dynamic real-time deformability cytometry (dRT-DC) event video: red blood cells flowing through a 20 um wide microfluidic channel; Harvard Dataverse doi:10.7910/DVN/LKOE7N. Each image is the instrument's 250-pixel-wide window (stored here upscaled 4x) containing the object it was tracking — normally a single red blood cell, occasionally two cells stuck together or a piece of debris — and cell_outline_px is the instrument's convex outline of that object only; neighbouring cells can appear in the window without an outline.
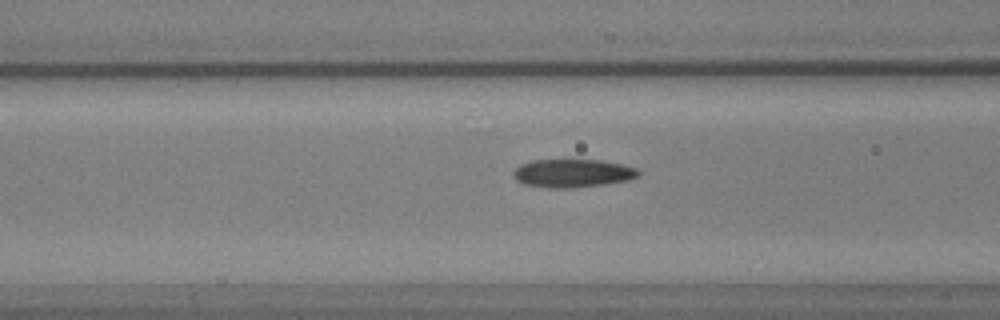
{"species": "common noctule bat (a hibernating species)", "species_latin": "Nyctalus noctula", "temperature_condition": "warm", "stored_images_in_passage": 59, "camera_frame_rate_fps": 3000, "um_per_image_px": 0.085, "animal": {"sex": "male", "body_mass_g": 17.9, "forearm_length_mm": 54.2}, "frame": {"image": 1, "passage_image": 24, "time_ms": 7.667, "image_size_px": [1000, 320], "cell_outline_px": [[640, 176], [628, 180], [600, 184], [564, 188], [548, 188], [524, 184], [516, 180], [512, 176], [512, 172], [520, 164], [532, 160], [600, 160], [624, 164], [636, 168], [640, 172]], "centroid_in_image_um": [48.65, 14.71], "position_along_channel_um": 118.0, "area_um2": 20.52}}
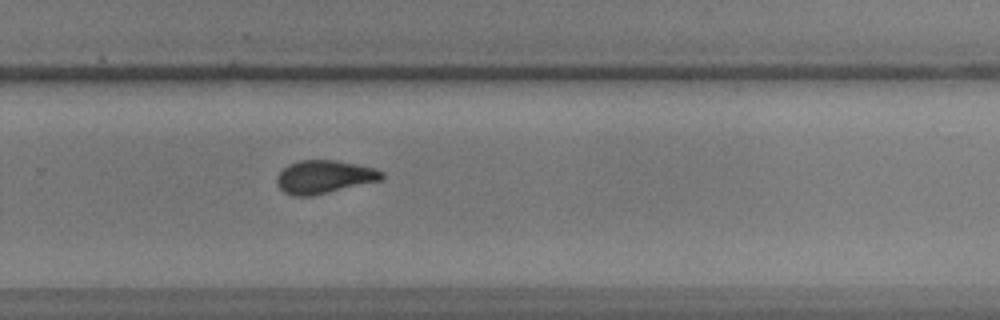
{"frame": {"image": 2, "passage_image": 40, "time_ms": 13.0, "image_size_px": [1000, 320], "cell_outline_px": [[384, 180], [328, 192], [308, 196], [292, 196], [284, 192], [276, 184], [276, 176], [288, 164], [300, 160], [336, 160], [372, 168], [384, 172]], "centroid_in_image_um": [27.54, 15.04], "position_along_channel_um": 302.3, "area_um2": 20.23}}
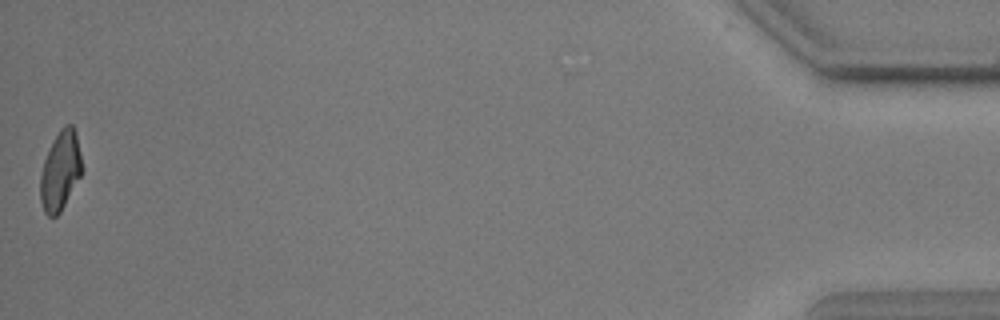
{"frame": {"image": 3, "passage_image": 59, "time_ms": 19.333, "image_size_px": [1000, 320], "cell_outline_px": [[84, 172], [60, 212], [56, 216], [48, 216], [44, 212], [40, 200], [40, 176], [44, 160], [52, 140], [60, 128], [64, 124], [72, 124], [76, 132], [84, 168]], "centroid_in_image_um": [5.15, 14.49], "position_along_channel_um": 430.0, "area_um2": 19.65}}